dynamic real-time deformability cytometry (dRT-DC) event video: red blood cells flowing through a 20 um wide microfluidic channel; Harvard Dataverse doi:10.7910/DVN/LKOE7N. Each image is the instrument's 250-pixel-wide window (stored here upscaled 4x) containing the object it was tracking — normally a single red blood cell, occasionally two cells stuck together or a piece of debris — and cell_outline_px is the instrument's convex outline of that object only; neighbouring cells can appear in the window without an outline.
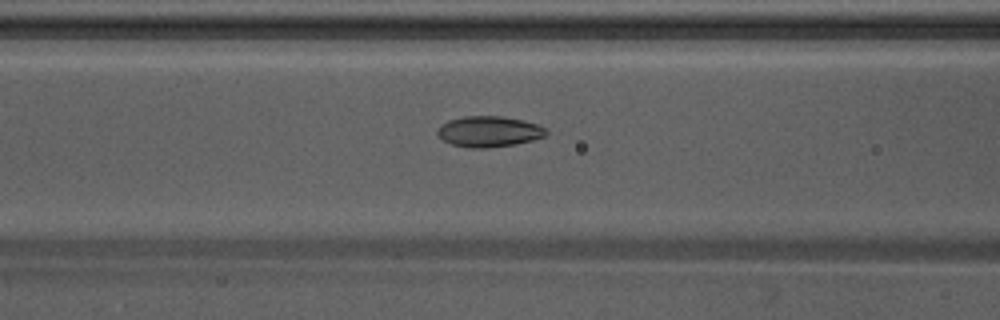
{"species": "Egyptian fruit bat (a non-hibernating species)", "species_latin": "Rousettus aegyptiacus", "temperature_condition": "warm", "stored_images_in_passage": 8, "camera_frame_rate_fps": 3000, "um_per_image_px": 0.085, "animal": {"sex": "male"}, "frame": {"image": 1, "passage_image": 6, "time_ms": 1.667, "image_size_px": [1000, 320], "cell_outline_px": [[548, 132], [544, 136], [532, 140], [516, 144], [488, 148], [468, 148], [452, 144], [444, 140], [436, 132], [440, 124], [448, 120], [464, 116], [500, 116], [520, 120], [536, 124], [544, 128]], "centroid_in_image_um": [41.52, 11.18], "position_along_channel_um": 125.1, "area_um2": 19.36}}